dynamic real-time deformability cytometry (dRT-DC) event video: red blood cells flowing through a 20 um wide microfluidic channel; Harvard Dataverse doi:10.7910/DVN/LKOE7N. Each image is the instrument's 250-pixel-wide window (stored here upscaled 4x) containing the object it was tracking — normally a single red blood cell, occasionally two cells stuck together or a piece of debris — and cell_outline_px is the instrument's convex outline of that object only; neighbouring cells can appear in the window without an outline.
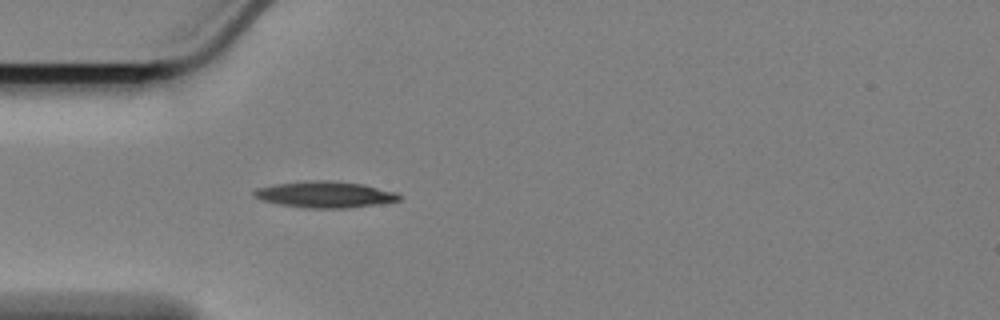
{"species": "Egyptian fruit bat (a non-hibernating species)", "species_latin": "Rousettus aegyptiacus", "temperature_condition": "cold", "stored_images_in_passage": 39, "camera_frame_rate_fps": 3000, "um_per_image_px": 0.085, "animal": {"sex": "female"}, "frame": {"image": 1, "passage_image": 1, "time_ms": 0.0, "image_size_px": [1000, 320], "cell_outline_px": [[400, 200], [380, 204], [348, 208], [308, 208], [280, 204], [264, 200], [256, 196], [252, 192], [260, 188], [276, 184], [316, 180], [324, 180], [364, 184], [396, 192], [400, 196]], "centroid_in_image_um": [27.7, 16.54], "position_along_channel_um": 57.3, "area_um2": 21.85}}
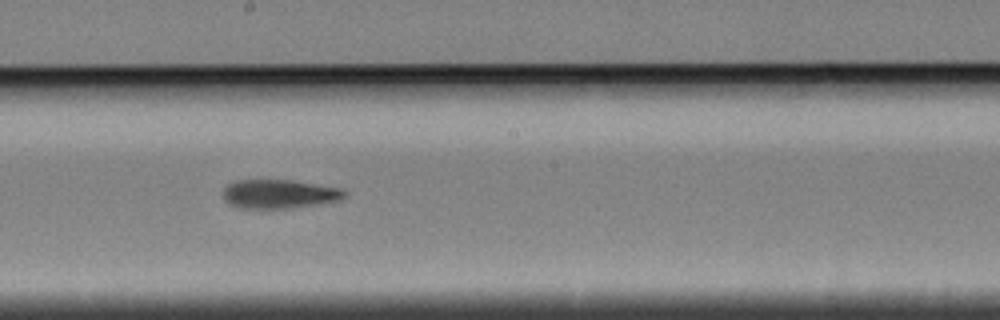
{"frame": {"image": 2, "passage_image": 16, "time_ms": 5.0, "image_size_px": [1000, 320], "cell_outline_px": [[348, 192], [340, 200], [292, 208], [240, 208], [224, 200], [224, 188], [228, 184], [236, 180], [292, 180], [340, 188]], "centroid_in_image_um": [23.74, 16.48], "position_along_channel_um": 224.5, "area_um2": 20.29}}
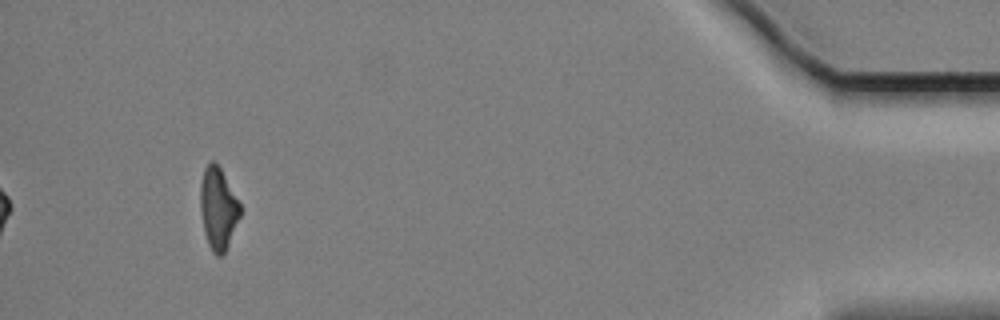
{"frame": {"image": 3, "passage_image": 39, "time_ms": 12.667, "image_size_px": [1000, 320], "cell_outline_px": [[240, 216], [228, 244], [224, 252], [220, 256], [216, 256], [212, 252], [208, 244], [204, 232], [200, 212], [200, 184], [204, 168], [212, 160], [220, 168], [240, 204]], "centroid_in_image_um": [18.51, 17.73], "position_along_channel_um": 416.7, "area_um2": 18.73}, "authors_computed_cell_mechanics": {"area_um2": 20.6346, "velocity_mm_per_s": 3.3999, "shape_relaxation_time_tau1_ms": 3.7128, "shape_relaxation_time_tau2_ms": 5.9252, "deformation_change_tau1": 0.1474, "deformation_change_tau2": 0.1708}}